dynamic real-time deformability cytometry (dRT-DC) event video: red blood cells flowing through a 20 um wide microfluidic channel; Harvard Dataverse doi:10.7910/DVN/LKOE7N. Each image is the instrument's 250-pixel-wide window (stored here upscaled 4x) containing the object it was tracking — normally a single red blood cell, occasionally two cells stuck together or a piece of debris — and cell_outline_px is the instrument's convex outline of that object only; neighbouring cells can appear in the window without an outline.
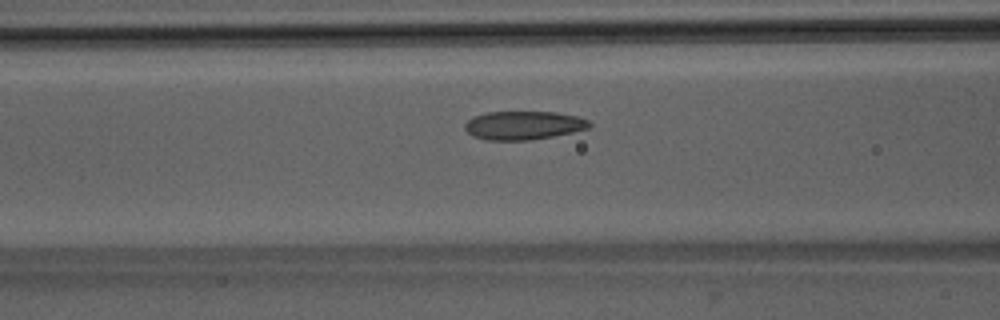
{"species": "Egyptian fruit bat (a non-hibernating species)", "species_latin": "Rousettus aegyptiacus", "temperature_condition": "room temperature", "stored_images_in_passage": 45, "camera_frame_rate_fps": 3000, "um_per_image_px": 0.085, "animal": {"sex": "male"}, "frame": {"image": 1, "passage_image": 15, "time_ms": 4.667, "image_size_px": [1000, 320], "cell_outline_px": [[592, 124], [588, 128], [572, 132], [532, 140], [484, 140], [472, 136], [464, 128], [464, 124], [472, 116], [484, 112], [556, 112], [576, 116], [588, 120]], "centroid_in_image_um": [44.45, 10.65], "position_along_channel_um": 122.2, "area_um2": 20.81}}
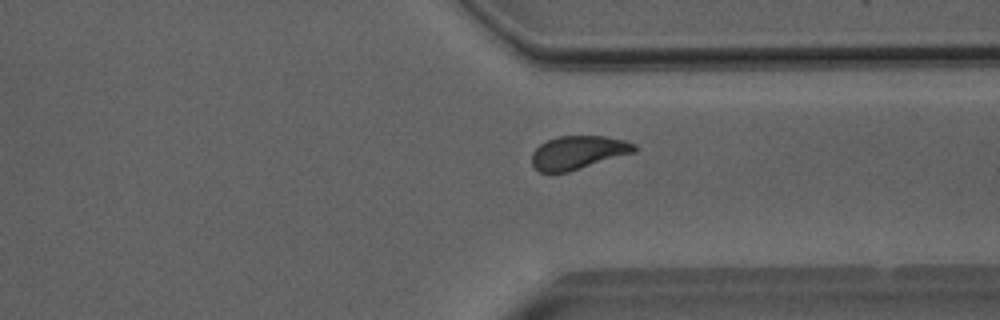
{"frame": {"image": 2, "passage_image": 33, "time_ms": 10.667, "image_size_px": [1000, 320], "cell_outline_px": [[640, 148], [636, 152], [568, 172], [540, 172], [532, 164], [532, 152], [540, 144], [548, 140], [560, 136], [604, 136], [624, 140], [636, 144]], "centroid_in_image_um": [49.18, 12.96], "position_along_channel_um": 362.2, "area_um2": 20.0}}
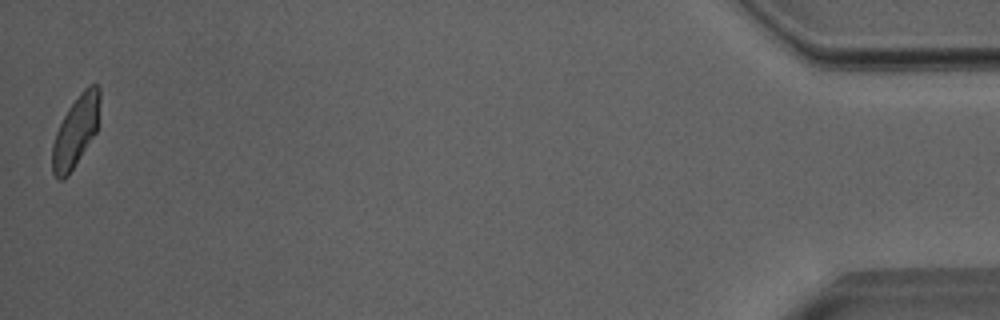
{"frame": {"image": 3, "passage_image": 45, "time_ms": 14.667, "image_size_px": [1000, 320], "cell_outline_px": [[100, 100], [96, 132], [68, 176], [64, 180], [60, 180], [52, 172], [52, 144], [56, 132], [68, 108], [80, 92], [88, 84], [96, 84], [100, 88]], "centroid_in_image_um": [6.43, 11.14], "position_along_channel_um": 428.8, "area_um2": 19.54}, "authors_computed_cell_mechanics": {"area_um2": 20.6346, "velocity_mm_per_s": 4.0013, "shape_relaxation_time_tau1_ms": 5.6745, "shape_relaxation_time_tau2_ms": 1.7751, "deformation_change_tau1": 0.1447, "deformation_change_tau2": 0.0474}}